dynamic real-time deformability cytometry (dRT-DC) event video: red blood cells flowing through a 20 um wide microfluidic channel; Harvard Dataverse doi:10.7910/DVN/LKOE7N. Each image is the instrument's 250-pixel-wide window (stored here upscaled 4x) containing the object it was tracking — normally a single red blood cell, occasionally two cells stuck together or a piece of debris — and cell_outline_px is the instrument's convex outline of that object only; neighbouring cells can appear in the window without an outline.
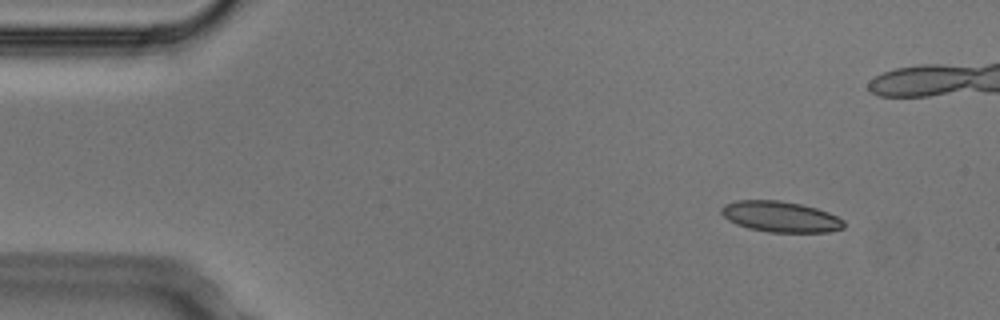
{"species": "Egyptian fruit bat (a non-hibernating species)", "species_latin": "Rousettus aegyptiacus", "temperature_condition": "cold", "stored_images_in_passage": 10, "camera_frame_rate_fps": 3000, "um_per_image_px": 0.085, "animal": {"sex": "male"}, "frame": {"image": 1, "passage_image": 1, "time_ms": 0.0, "image_size_px": [1000, 320], "cell_outline_px": [[844, 228], [828, 232], [768, 232], [748, 228], [736, 224], [728, 220], [720, 212], [720, 208], [724, 204], [736, 200], [780, 200], [800, 204], [816, 208], [828, 212], [844, 220]], "centroid_in_image_um": [66.32, 18.41], "position_along_channel_um": 18.7, "area_um2": 22.08}}
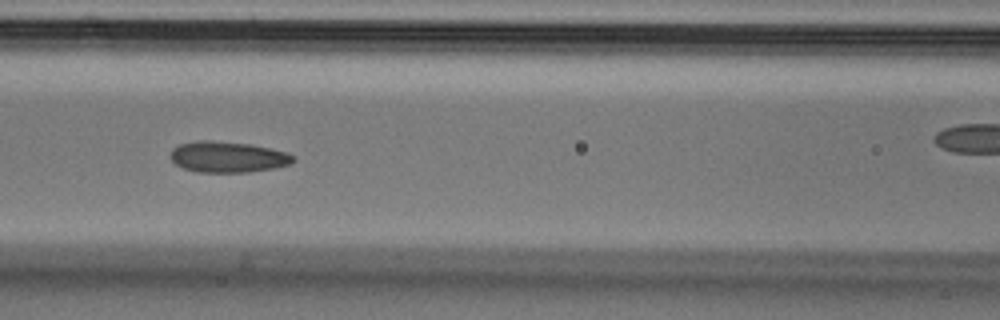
{"frame": {"image": 2, "passage_image": 6, "time_ms": 1.667, "image_size_px": [1000, 320], "cell_outline_px": [[296, 160], [288, 164], [276, 168], [248, 172], [196, 172], [184, 168], [176, 164], [172, 160], [172, 148], [180, 144], [196, 140], [212, 140], [248, 144], [268, 148], [284, 152], [292, 156]], "centroid_in_image_um": [19.33, 13.34], "position_along_channel_um": 147.3, "area_um2": 21.91}}
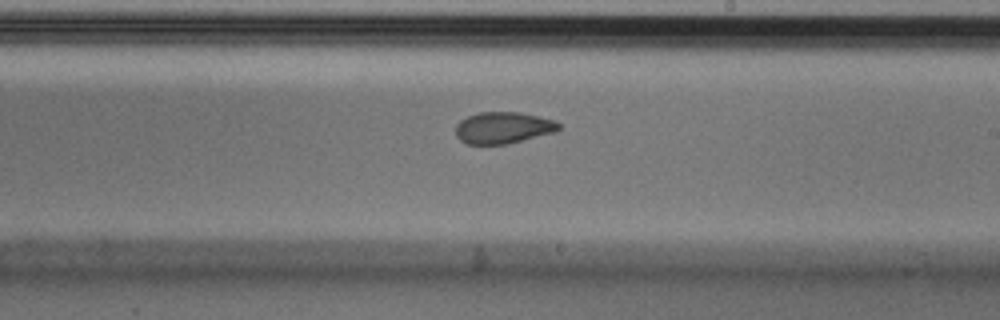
{"frame": {"image": 3, "passage_image": 9, "time_ms": 2.667, "image_size_px": [1000, 320], "cell_outline_px": [[560, 128], [556, 132], [508, 144], [464, 144], [456, 136], [456, 124], [460, 120], [468, 116], [480, 112], [520, 112], [556, 120], [560, 124]], "centroid_in_image_um": [42.78, 10.86], "position_along_channel_um": 246.2, "area_um2": 19.19}}